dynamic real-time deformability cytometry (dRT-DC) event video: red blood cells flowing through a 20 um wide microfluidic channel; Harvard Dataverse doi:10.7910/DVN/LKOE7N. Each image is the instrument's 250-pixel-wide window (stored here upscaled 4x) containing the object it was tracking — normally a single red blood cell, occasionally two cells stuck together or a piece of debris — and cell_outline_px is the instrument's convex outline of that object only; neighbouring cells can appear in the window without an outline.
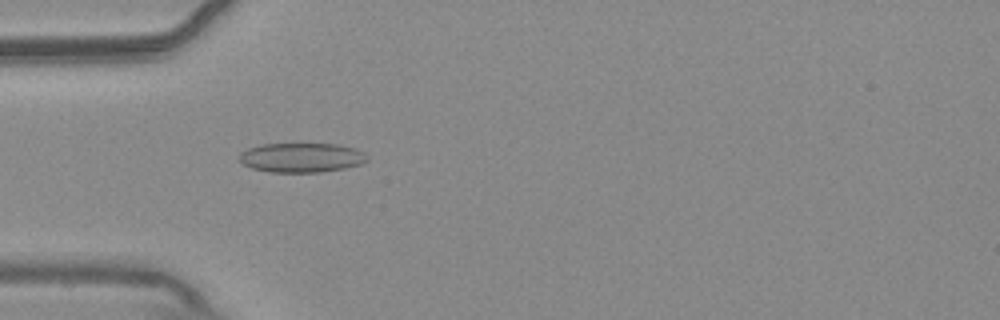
{"species": "common noctule bat (a hibernating species)", "species_latin": "Nyctalus noctula", "temperature_condition": "warm", "stored_images_in_passage": 35, "camera_frame_rate_fps": 3000, "um_per_image_px": 0.085, "animal": {"sex": "male", "body_mass_g": 20.4}, "frame": {"image": 1, "passage_image": 4, "time_ms": 1.0, "image_size_px": [1000, 320], "cell_outline_px": [[368, 160], [360, 164], [344, 168], [320, 172], [268, 172], [252, 168], [244, 164], [240, 160], [240, 152], [248, 148], [260, 144], [336, 144], [352, 148], [364, 152], [368, 156]], "centroid_in_image_um": [25.62, 13.39], "position_along_channel_um": 59.4, "area_um2": 21.85}}
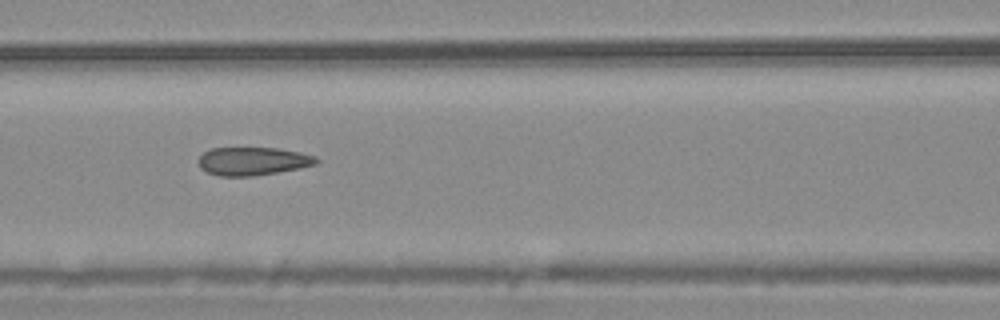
{"frame": {"image": 2, "passage_image": 11, "time_ms": 3.333, "image_size_px": [1000, 320], "cell_outline_px": [[320, 160], [316, 164], [300, 168], [252, 176], [220, 176], [208, 172], [200, 168], [200, 156], [204, 152], [212, 148], [280, 148], [300, 152], [316, 156]], "centroid_in_image_um": [21.53, 13.69], "position_along_channel_um": 145.1, "area_um2": 19.25}}
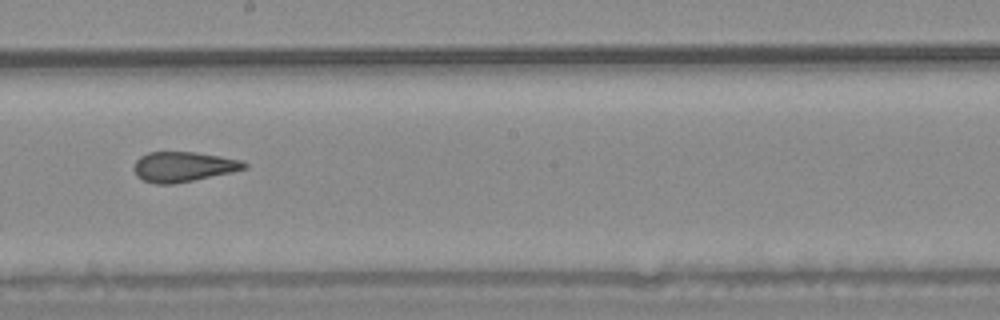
{"frame": {"image": 3, "passage_image": 18, "time_ms": 5.667, "image_size_px": [1000, 320], "cell_outline_px": [[248, 168], [232, 172], [172, 184], [156, 184], [144, 180], [136, 176], [132, 168], [136, 160], [140, 156], [148, 152], [192, 152], [220, 156], [244, 160], [248, 164]], "centroid_in_image_um": [15.58, 14.16], "position_along_channel_um": 232.6, "area_um2": 19.36}, "authors_computed_cell_mechanics": {"area_um2": 19.941, "velocity_mm_per_s": 3.7517, "shape_relaxation_time_tau1_ms": null, "shape_relaxation_time_tau2_ms": 2.2137, "deformation_change_tau1": null, "deformation_change_tau2": 0.0911}}